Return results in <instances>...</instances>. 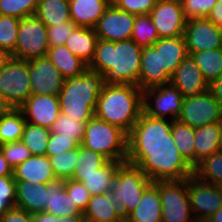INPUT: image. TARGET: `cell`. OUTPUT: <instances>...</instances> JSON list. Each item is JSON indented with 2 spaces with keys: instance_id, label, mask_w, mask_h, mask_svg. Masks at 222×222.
<instances>
[{
  "instance_id": "e0dca14e",
  "label": "cell",
  "mask_w": 222,
  "mask_h": 222,
  "mask_svg": "<svg viewBox=\"0 0 222 222\" xmlns=\"http://www.w3.org/2000/svg\"><path fill=\"white\" fill-rule=\"evenodd\" d=\"M26 122L51 129L60 114L56 95H31L20 107Z\"/></svg>"
},
{
  "instance_id": "3957f363",
  "label": "cell",
  "mask_w": 222,
  "mask_h": 222,
  "mask_svg": "<svg viewBox=\"0 0 222 222\" xmlns=\"http://www.w3.org/2000/svg\"><path fill=\"white\" fill-rule=\"evenodd\" d=\"M142 111L143 91L139 87L105 83L98 97L95 116L128 134Z\"/></svg>"
},
{
  "instance_id": "52a82bcc",
  "label": "cell",
  "mask_w": 222,
  "mask_h": 222,
  "mask_svg": "<svg viewBox=\"0 0 222 222\" xmlns=\"http://www.w3.org/2000/svg\"><path fill=\"white\" fill-rule=\"evenodd\" d=\"M162 222H196L186 180L159 181Z\"/></svg>"
},
{
  "instance_id": "7c38bea8",
  "label": "cell",
  "mask_w": 222,
  "mask_h": 222,
  "mask_svg": "<svg viewBox=\"0 0 222 222\" xmlns=\"http://www.w3.org/2000/svg\"><path fill=\"white\" fill-rule=\"evenodd\" d=\"M188 197L197 221L208 220L222 207V192L219 186L203 182L194 175L188 178Z\"/></svg>"
},
{
  "instance_id": "44dd1931",
  "label": "cell",
  "mask_w": 222,
  "mask_h": 222,
  "mask_svg": "<svg viewBox=\"0 0 222 222\" xmlns=\"http://www.w3.org/2000/svg\"><path fill=\"white\" fill-rule=\"evenodd\" d=\"M15 181H31L34 184H48L56 180L49 157L32 155L13 169Z\"/></svg>"
},
{
  "instance_id": "680465c9",
  "label": "cell",
  "mask_w": 222,
  "mask_h": 222,
  "mask_svg": "<svg viewBox=\"0 0 222 222\" xmlns=\"http://www.w3.org/2000/svg\"><path fill=\"white\" fill-rule=\"evenodd\" d=\"M209 222H222V207L214 212L208 219Z\"/></svg>"
},
{
  "instance_id": "be15d7a7",
  "label": "cell",
  "mask_w": 222,
  "mask_h": 222,
  "mask_svg": "<svg viewBox=\"0 0 222 222\" xmlns=\"http://www.w3.org/2000/svg\"><path fill=\"white\" fill-rule=\"evenodd\" d=\"M219 188L221 189V192H222V184L219 185Z\"/></svg>"
},
{
  "instance_id": "8fae6325",
  "label": "cell",
  "mask_w": 222,
  "mask_h": 222,
  "mask_svg": "<svg viewBox=\"0 0 222 222\" xmlns=\"http://www.w3.org/2000/svg\"><path fill=\"white\" fill-rule=\"evenodd\" d=\"M177 119L196 129L222 122V110L208 90L203 94L184 98L181 113Z\"/></svg>"
},
{
  "instance_id": "60d3db41",
  "label": "cell",
  "mask_w": 222,
  "mask_h": 222,
  "mask_svg": "<svg viewBox=\"0 0 222 222\" xmlns=\"http://www.w3.org/2000/svg\"><path fill=\"white\" fill-rule=\"evenodd\" d=\"M39 0H0V15L23 19L34 16Z\"/></svg>"
},
{
  "instance_id": "9c48e42d",
  "label": "cell",
  "mask_w": 222,
  "mask_h": 222,
  "mask_svg": "<svg viewBox=\"0 0 222 222\" xmlns=\"http://www.w3.org/2000/svg\"><path fill=\"white\" fill-rule=\"evenodd\" d=\"M49 48L47 27L35 16L21 19L12 57L29 61L46 56Z\"/></svg>"
},
{
  "instance_id": "30bf717a",
  "label": "cell",
  "mask_w": 222,
  "mask_h": 222,
  "mask_svg": "<svg viewBox=\"0 0 222 222\" xmlns=\"http://www.w3.org/2000/svg\"><path fill=\"white\" fill-rule=\"evenodd\" d=\"M183 100L182 92L170 83L149 88L143 91V111L153 118L173 121L181 113Z\"/></svg>"
},
{
  "instance_id": "d6a6232c",
  "label": "cell",
  "mask_w": 222,
  "mask_h": 222,
  "mask_svg": "<svg viewBox=\"0 0 222 222\" xmlns=\"http://www.w3.org/2000/svg\"><path fill=\"white\" fill-rule=\"evenodd\" d=\"M26 120L19 108H11L0 116V144L20 141Z\"/></svg>"
},
{
  "instance_id": "f907efd6",
  "label": "cell",
  "mask_w": 222,
  "mask_h": 222,
  "mask_svg": "<svg viewBox=\"0 0 222 222\" xmlns=\"http://www.w3.org/2000/svg\"><path fill=\"white\" fill-rule=\"evenodd\" d=\"M2 222H31L32 214L23 209L13 207L5 211L1 216Z\"/></svg>"
},
{
  "instance_id": "1f68e13d",
  "label": "cell",
  "mask_w": 222,
  "mask_h": 222,
  "mask_svg": "<svg viewBox=\"0 0 222 222\" xmlns=\"http://www.w3.org/2000/svg\"><path fill=\"white\" fill-rule=\"evenodd\" d=\"M171 133L177 149L183 158L195 167V129L190 125L175 119L172 121Z\"/></svg>"
},
{
  "instance_id": "db71d44e",
  "label": "cell",
  "mask_w": 222,
  "mask_h": 222,
  "mask_svg": "<svg viewBox=\"0 0 222 222\" xmlns=\"http://www.w3.org/2000/svg\"><path fill=\"white\" fill-rule=\"evenodd\" d=\"M31 222H74V218H56L46 213L32 215Z\"/></svg>"
},
{
  "instance_id": "b9f144b4",
  "label": "cell",
  "mask_w": 222,
  "mask_h": 222,
  "mask_svg": "<svg viewBox=\"0 0 222 222\" xmlns=\"http://www.w3.org/2000/svg\"><path fill=\"white\" fill-rule=\"evenodd\" d=\"M20 20L17 17L0 15V47L10 53L15 50Z\"/></svg>"
},
{
  "instance_id": "d4e9b609",
  "label": "cell",
  "mask_w": 222,
  "mask_h": 222,
  "mask_svg": "<svg viewBox=\"0 0 222 222\" xmlns=\"http://www.w3.org/2000/svg\"><path fill=\"white\" fill-rule=\"evenodd\" d=\"M83 216L90 222H125L122 207L110 192L91 196Z\"/></svg>"
},
{
  "instance_id": "6da1fadb",
  "label": "cell",
  "mask_w": 222,
  "mask_h": 222,
  "mask_svg": "<svg viewBox=\"0 0 222 222\" xmlns=\"http://www.w3.org/2000/svg\"><path fill=\"white\" fill-rule=\"evenodd\" d=\"M172 121L142 111L127 137L126 162L152 181L186 180L194 168L183 158L171 133Z\"/></svg>"
},
{
  "instance_id": "484cf974",
  "label": "cell",
  "mask_w": 222,
  "mask_h": 222,
  "mask_svg": "<svg viewBox=\"0 0 222 222\" xmlns=\"http://www.w3.org/2000/svg\"><path fill=\"white\" fill-rule=\"evenodd\" d=\"M110 4V0H69L70 19L76 26L94 28Z\"/></svg>"
},
{
  "instance_id": "ac0fdd59",
  "label": "cell",
  "mask_w": 222,
  "mask_h": 222,
  "mask_svg": "<svg viewBox=\"0 0 222 222\" xmlns=\"http://www.w3.org/2000/svg\"><path fill=\"white\" fill-rule=\"evenodd\" d=\"M170 84L182 92L183 98L203 94L209 90L208 82L190 55L171 75Z\"/></svg>"
},
{
  "instance_id": "277c9868",
  "label": "cell",
  "mask_w": 222,
  "mask_h": 222,
  "mask_svg": "<svg viewBox=\"0 0 222 222\" xmlns=\"http://www.w3.org/2000/svg\"><path fill=\"white\" fill-rule=\"evenodd\" d=\"M104 84V76L88 68L80 76L65 79L58 95L60 113L86 123L95 116Z\"/></svg>"
},
{
  "instance_id": "c3c4849f",
  "label": "cell",
  "mask_w": 222,
  "mask_h": 222,
  "mask_svg": "<svg viewBox=\"0 0 222 222\" xmlns=\"http://www.w3.org/2000/svg\"><path fill=\"white\" fill-rule=\"evenodd\" d=\"M157 0H111V3L125 12L142 15L150 14Z\"/></svg>"
},
{
  "instance_id": "91938a15",
  "label": "cell",
  "mask_w": 222,
  "mask_h": 222,
  "mask_svg": "<svg viewBox=\"0 0 222 222\" xmlns=\"http://www.w3.org/2000/svg\"><path fill=\"white\" fill-rule=\"evenodd\" d=\"M74 222H90L86 217L82 216L80 218L74 219Z\"/></svg>"
},
{
  "instance_id": "f546056e",
  "label": "cell",
  "mask_w": 222,
  "mask_h": 222,
  "mask_svg": "<svg viewBox=\"0 0 222 222\" xmlns=\"http://www.w3.org/2000/svg\"><path fill=\"white\" fill-rule=\"evenodd\" d=\"M34 16L46 27L69 22V0H39Z\"/></svg>"
},
{
  "instance_id": "bcb514c9",
  "label": "cell",
  "mask_w": 222,
  "mask_h": 222,
  "mask_svg": "<svg viewBox=\"0 0 222 222\" xmlns=\"http://www.w3.org/2000/svg\"><path fill=\"white\" fill-rule=\"evenodd\" d=\"M16 183L13 176L0 177V216L15 207Z\"/></svg>"
},
{
  "instance_id": "4316f807",
  "label": "cell",
  "mask_w": 222,
  "mask_h": 222,
  "mask_svg": "<svg viewBox=\"0 0 222 222\" xmlns=\"http://www.w3.org/2000/svg\"><path fill=\"white\" fill-rule=\"evenodd\" d=\"M98 40L94 28L76 26L65 45L74 55L89 65L94 57Z\"/></svg>"
},
{
  "instance_id": "603a6c76",
  "label": "cell",
  "mask_w": 222,
  "mask_h": 222,
  "mask_svg": "<svg viewBox=\"0 0 222 222\" xmlns=\"http://www.w3.org/2000/svg\"><path fill=\"white\" fill-rule=\"evenodd\" d=\"M152 46L160 48V73H168L170 76L189 55L184 35L160 38Z\"/></svg>"
},
{
  "instance_id": "7a4b0ae2",
  "label": "cell",
  "mask_w": 222,
  "mask_h": 222,
  "mask_svg": "<svg viewBox=\"0 0 222 222\" xmlns=\"http://www.w3.org/2000/svg\"><path fill=\"white\" fill-rule=\"evenodd\" d=\"M142 50L132 39L119 42L99 39L88 69L102 74L105 83L138 87Z\"/></svg>"
},
{
  "instance_id": "8d00e7d4",
  "label": "cell",
  "mask_w": 222,
  "mask_h": 222,
  "mask_svg": "<svg viewBox=\"0 0 222 222\" xmlns=\"http://www.w3.org/2000/svg\"><path fill=\"white\" fill-rule=\"evenodd\" d=\"M193 175L203 182L222 184V153L217 151L204 158L194 167Z\"/></svg>"
},
{
  "instance_id": "ba28073f",
  "label": "cell",
  "mask_w": 222,
  "mask_h": 222,
  "mask_svg": "<svg viewBox=\"0 0 222 222\" xmlns=\"http://www.w3.org/2000/svg\"><path fill=\"white\" fill-rule=\"evenodd\" d=\"M0 94L11 108H19L32 95L28 61L12 57L0 70Z\"/></svg>"
},
{
  "instance_id": "681fc988",
  "label": "cell",
  "mask_w": 222,
  "mask_h": 222,
  "mask_svg": "<svg viewBox=\"0 0 222 222\" xmlns=\"http://www.w3.org/2000/svg\"><path fill=\"white\" fill-rule=\"evenodd\" d=\"M75 27L71 20L61 25L47 27L49 47L65 45Z\"/></svg>"
},
{
  "instance_id": "94428289",
  "label": "cell",
  "mask_w": 222,
  "mask_h": 222,
  "mask_svg": "<svg viewBox=\"0 0 222 222\" xmlns=\"http://www.w3.org/2000/svg\"><path fill=\"white\" fill-rule=\"evenodd\" d=\"M222 153V133H221V137H220V144H219V150Z\"/></svg>"
},
{
  "instance_id": "ffe728a7",
  "label": "cell",
  "mask_w": 222,
  "mask_h": 222,
  "mask_svg": "<svg viewBox=\"0 0 222 222\" xmlns=\"http://www.w3.org/2000/svg\"><path fill=\"white\" fill-rule=\"evenodd\" d=\"M168 73H160V48L143 47L141 54V69L138 77V87L144 91L170 83Z\"/></svg>"
},
{
  "instance_id": "f35d334b",
  "label": "cell",
  "mask_w": 222,
  "mask_h": 222,
  "mask_svg": "<svg viewBox=\"0 0 222 222\" xmlns=\"http://www.w3.org/2000/svg\"><path fill=\"white\" fill-rule=\"evenodd\" d=\"M85 127V122L60 113L50 130L52 133L61 134L65 137H72L81 144L85 135Z\"/></svg>"
},
{
  "instance_id": "e575fe53",
  "label": "cell",
  "mask_w": 222,
  "mask_h": 222,
  "mask_svg": "<svg viewBox=\"0 0 222 222\" xmlns=\"http://www.w3.org/2000/svg\"><path fill=\"white\" fill-rule=\"evenodd\" d=\"M108 162L109 160L105 156L80 144L78 147V161L71 179L81 182L83 176L96 173L97 169L103 167Z\"/></svg>"
},
{
  "instance_id": "74e56055",
  "label": "cell",
  "mask_w": 222,
  "mask_h": 222,
  "mask_svg": "<svg viewBox=\"0 0 222 222\" xmlns=\"http://www.w3.org/2000/svg\"><path fill=\"white\" fill-rule=\"evenodd\" d=\"M131 39L141 47L152 46L160 39L150 14L136 15Z\"/></svg>"
},
{
  "instance_id": "6125c7cd",
  "label": "cell",
  "mask_w": 222,
  "mask_h": 222,
  "mask_svg": "<svg viewBox=\"0 0 222 222\" xmlns=\"http://www.w3.org/2000/svg\"><path fill=\"white\" fill-rule=\"evenodd\" d=\"M196 222H209L208 220H199V221H196Z\"/></svg>"
},
{
  "instance_id": "cb8c5ba5",
  "label": "cell",
  "mask_w": 222,
  "mask_h": 222,
  "mask_svg": "<svg viewBox=\"0 0 222 222\" xmlns=\"http://www.w3.org/2000/svg\"><path fill=\"white\" fill-rule=\"evenodd\" d=\"M159 181L153 182L143 193L137 207L125 218V222H162Z\"/></svg>"
},
{
  "instance_id": "7dc6e473",
  "label": "cell",
  "mask_w": 222,
  "mask_h": 222,
  "mask_svg": "<svg viewBox=\"0 0 222 222\" xmlns=\"http://www.w3.org/2000/svg\"><path fill=\"white\" fill-rule=\"evenodd\" d=\"M79 146L80 144L72 137H65L61 134L51 132L47 144L46 155L51 157L58 153L61 154V152H67L76 149Z\"/></svg>"
},
{
  "instance_id": "4fadbf2b",
  "label": "cell",
  "mask_w": 222,
  "mask_h": 222,
  "mask_svg": "<svg viewBox=\"0 0 222 222\" xmlns=\"http://www.w3.org/2000/svg\"><path fill=\"white\" fill-rule=\"evenodd\" d=\"M159 38L178 37L184 35L186 19L180 0H157L150 12Z\"/></svg>"
},
{
  "instance_id": "4dcf8cb0",
  "label": "cell",
  "mask_w": 222,
  "mask_h": 222,
  "mask_svg": "<svg viewBox=\"0 0 222 222\" xmlns=\"http://www.w3.org/2000/svg\"><path fill=\"white\" fill-rule=\"evenodd\" d=\"M124 162L109 161L106 165L96 170V173L89 176H83L81 181L85 187L89 190L91 196L104 194L112 190L114 183V177L118 171V168Z\"/></svg>"
},
{
  "instance_id": "11a10c76",
  "label": "cell",
  "mask_w": 222,
  "mask_h": 222,
  "mask_svg": "<svg viewBox=\"0 0 222 222\" xmlns=\"http://www.w3.org/2000/svg\"><path fill=\"white\" fill-rule=\"evenodd\" d=\"M13 176V168L8 164L0 149V177Z\"/></svg>"
},
{
  "instance_id": "6f0895ef",
  "label": "cell",
  "mask_w": 222,
  "mask_h": 222,
  "mask_svg": "<svg viewBox=\"0 0 222 222\" xmlns=\"http://www.w3.org/2000/svg\"><path fill=\"white\" fill-rule=\"evenodd\" d=\"M11 106L6 102L5 98L0 94V116L7 113Z\"/></svg>"
},
{
  "instance_id": "5bb4252c",
  "label": "cell",
  "mask_w": 222,
  "mask_h": 222,
  "mask_svg": "<svg viewBox=\"0 0 222 222\" xmlns=\"http://www.w3.org/2000/svg\"><path fill=\"white\" fill-rule=\"evenodd\" d=\"M136 15L125 12L112 3L106 8L94 27L99 39L119 42L130 40Z\"/></svg>"
},
{
  "instance_id": "f1b7e54d",
  "label": "cell",
  "mask_w": 222,
  "mask_h": 222,
  "mask_svg": "<svg viewBox=\"0 0 222 222\" xmlns=\"http://www.w3.org/2000/svg\"><path fill=\"white\" fill-rule=\"evenodd\" d=\"M222 122L195 129V166L219 150Z\"/></svg>"
},
{
  "instance_id": "d6986e66",
  "label": "cell",
  "mask_w": 222,
  "mask_h": 222,
  "mask_svg": "<svg viewBox=\"0 0 222 222\" xmlns=\"http://www.w3.org/2000/svg\"><path fill=\"white\" fill-rule=\"evenodd\" d=\"M48 200L44 213L56 218H80L83 212L64 188V180L56 179L46 184Z\"/></svg>"
},
{
  "instance_id": "83f0119b",
  "label": "cell",
  "mask_w": 222,
  "mask_h": 222,
  "mask_svg": "<svg viewBox=\"0 0 222 222\" xmlns=\"http://www.w3.org/2000/svg\"><path fill=\"white\" fill-rule=\"evenodd\" d=\"M46 56L65 79L80 76L88 68L66 45L50 47Z\"/></svg>"
},
{
  "instance_id": "2e32d148",
  "label": "cell",
  "mask_w": 222,
  "mask_h": 222,
  "mask_svg": "<svg viewBox=\"0 0 222 222\" xmlns=\"http://www.w3.org/2000/svg\"><path fill=\"white\" fill-rule=\"evenodd\" d=\"M28 67L32 95H59L65 78L47 56L29 60Z\"/></svg>"
},
{
  "instance_id": "7bdbcfd3",
  "label": "cell",
  "mask_w": 222,
  "mask_h": 222,
  "mask_svg": "<svg viewBox=\"0 0 222 222\" xmlns=\"http://www.w3.org/2000/svg\"><path fill=\"white\" fill-rule=\"evenodd\" d=\"M0 149L8 164L14 169L32 156L30 150L20 141L1 144Z\"/></svg>"
},
{
  "instance_id": "9a60e30c",
  "label": "cell",
  "mask_w": 222,
  "mask_h": 222,
  "mask_svg": "<svg viewBox=\"0 0 222 222\" xmlns=\"http://www.w3.org/2000/svg\"><path fill=\"white\" fill-rule=\"evenodd\" d=\"M184 37L188 53L222 48V28L206 17L187 20Z\"/></svg>"
},
{
  "instance_id": "7402d4cb",
  "label": "cell",
  "mask_w": 222,
  "mask_h": 222,
  "mask_svg": "<svg viewBox=\"0 0 222 222\" xmlns=\"http://www.w3.org/2000/svg\"><path fill=\"white\" fill-rule=\"evenodd\" d=\"M15 183V207L32 215L44 213L48 200L46 184H34L31 181H15Z\"/></svg>"
},
{
  "instance_id": "9f6ffc18",
  "label": "cell",
  "mask_w": 222,
  "mask_h": 222,
  "mask_svg": "<svg viewBox=\"0 0 222 222\" xmlns=\"http://www.w3.org/2000/svg\"><path fill=\"white\" fill-rule=\"evenodd\" d=\"M12 58V54L0 47V70L8 63V61Z\"/></svg>"
},
{
  "instance_id": "d590c367",
  "label": "cell",
  "mask_w": 222,
  "mask_h": 222,
  "mask_svg": "<svg viewBox=\"0 0 222 222\" xmlns=\"http://www.w3.org/2000/svg\"><path fill=\"white\" fill-rule=\"evenodd\" d=\"M50 134V129L26 122L21 142L32 155L45 156Z\"/></svg>"
},
{
  "instance_id": "ee69618b",
  "label": "cell",
  "mask_w": 222,
  "mask_h": 222,
  "mask_svg": "<svg viewBox=\"0 0 222 222\" xmlns=\"http://www.w3.org/2000/svg\"><path fill=\"white\" fill-rule=\"evenodd\" d=\"M218 0H180L186 20L206 17Z\"/></svg>"
},
{
  "instance_id": "816d5d0a",
  "label": "cell",
  "mask_w": 222,
  "mask_h": 222,
  "mask_svg": "<svg viewBox=\"0 0 222 222\" xmlns=\"http://www.w3.org/2000/svg\"><path fill=\"white\" fill-rule=\"evenodd\" d=\"M206 18L217 27L222 28V0H218Z\"/></svg>"
},
{
  "instance_id": "8992f818",
  "label": "cell",
  "mask_w": 222,
  "mask_h": 222,
  "mask_svg": "<svg viewBox=\"0 0 222 222\" xmlns=\"http://www.w3.org/2000/svg\"><path fill=\"white\" fill-rule=\"evenodd\" d=\"M152 183L146 173L137 166L124 162L118 168L110 193L122 207L124 218L137 207L144 191Z\"/></svg>"
},
{
  "instance_id": "836d02e7",
  "label": "cell",
  "mask_w": 222,
  "mask_h": 222,
  "mask_svg": "<svg viewBox=\"0 0 222 222\" xmlns=\"http://www.w3.org/2000/svg\"><path fill=\"white\" fill-rule=\"evenodd\" d=\"M188 54L194 59L208 84L222 75V48Z\"/></svg>"
},
{
  "instance_id": "f6af8a7d",
  "label": "cell",
  "mask_w": 222,
  "mask_h": 222,
  "mask_svg": "<svg viewBox=\"0 0 222 222\" xmlns=\"http://www.w3.org/2000/svg\"><path fill=\"white\" fill-rule=\"evenodd\" d=\"M64 188L68 195L72 197L78 208L84 213L91 198L89 190L82 182L73 179L64 180Z\"/></svg>"
},
{
  "instance_id": "f5cc1de1",
  "label": "cell",
  "mask_w": 222,
  "mask_h": 222,
  "mask_svg": "<svg viewBox=\"0 0 222 222\" xmlns=\"http://www.w3.org/2000/svg\"><path fill=\"white\" fill-rule=\"evenodd\" d=\"M209 91L219 103L222 110V75L209 84Z\"/></svg>"
},
{
  "instance_id": "5b68a950",
  "label": "cell",
  "mask_w": 222,
  "mask_h": 222,
  "mask_svg": "<svg viewBox=\"0 0 222 222\" xmlns=\"http://www.w3.org/2000/svg\"><path fill=\"white\" fill-rule=\"evenodd\" d=\"M128 134L118 126L96 116L86 122L82 146L105 156L109 161L126 162Z\"/></svg>"
},
{
  "instance_id": "ab89813d",
  "label": "cell",
  "mask_w": 222,
  "mask_h": 222,
  "mask_svg": "<svg viewBox=\"0 0 222 222\" xmlns=\"http://www.w3.org/2000/svg\"><path fill=\"white\" fill-rule=\"evenodd\" d=\"M57 179H71L78 161V148L49 157Z\"/></svg>"
}]
</instances>
